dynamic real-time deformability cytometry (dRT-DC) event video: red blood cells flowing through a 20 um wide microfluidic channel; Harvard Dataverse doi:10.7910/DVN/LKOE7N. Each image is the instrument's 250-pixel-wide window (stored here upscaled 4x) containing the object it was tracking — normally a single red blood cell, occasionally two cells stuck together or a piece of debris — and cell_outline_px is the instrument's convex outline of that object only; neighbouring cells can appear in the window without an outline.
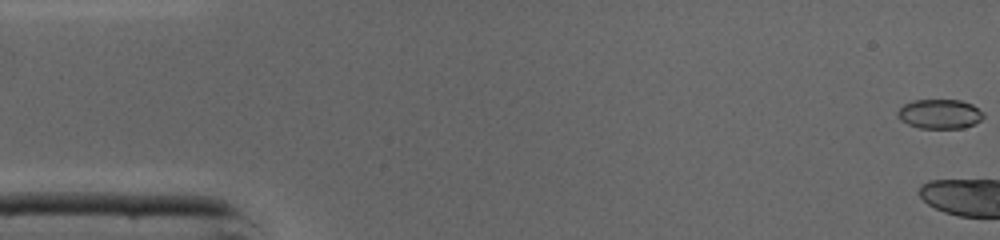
{"species": "common noctule bat (a hibernating species)", "species_latin": "Nyctalus noctula", "temperature_condition": "cold", "stored_images_in_passage": 4, "camera_frame_rate_fps": 3000, "um_per_image_px": 0.085, "animal": {"sex": "male", "body_mass_g": 19.0, "forearm_length_mm": 50.8}, "frame": {"image": 1, "passage_image": 1, "time_ms": 0.0, "image_size_px": [1000, 240], "cell_outline_px": [[984, 116], [980, 120], [964, 128], [920, 128], [908, 124], [900, 120], [896, 116], [896, 112], [904, 104], [912, 100], [960, 100], [972, 104], [984, 112]], "centroid_in_image_um": [79.86, 9.68], "position_along_channel_um": 5.1, "area_um2": 14.8}}